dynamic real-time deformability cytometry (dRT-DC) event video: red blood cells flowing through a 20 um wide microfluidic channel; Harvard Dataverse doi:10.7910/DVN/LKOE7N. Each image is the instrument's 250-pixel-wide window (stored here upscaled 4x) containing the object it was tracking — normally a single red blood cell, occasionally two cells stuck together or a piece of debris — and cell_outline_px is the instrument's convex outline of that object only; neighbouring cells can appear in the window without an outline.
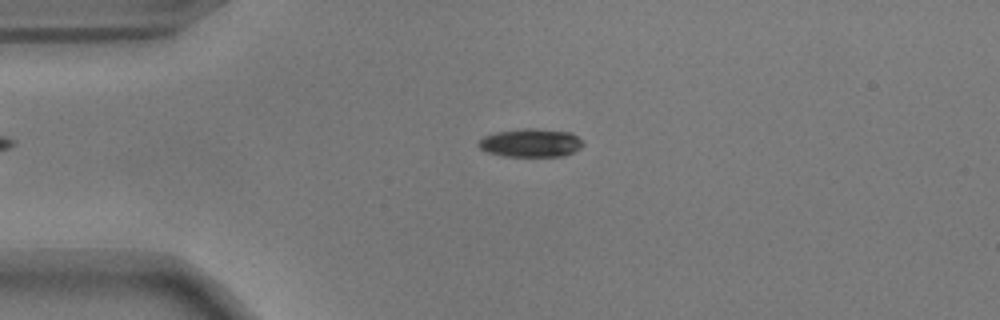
{"species": "common noctule bat (a hibernating species)", "species_latin": "Nyctalus noctula", "temperature_condition": "warm", "stored_images_in_passage": 45, "camera_frame_rate_fps": 3000, "um_per_image_px": 0.085, "animal": {"sex": "male", "body_mass_g": 17.9}, "frame": {"image": 1, "passage_image": 3, "time_ms": 0.667, "image_size_px": [1000, 320], "cell_outline_px": [[584, 144], [580, 148], [564, 156], [504, 156], [488, 152], [480, 148], [476, 144], [484, 136], [496, 132], [524, 128], [536, 128], [572, 132]], "centroid_in_image_um": [45.11, 12.13], "position_along_channel_um": 39.9, "area_um2": 17.22}}
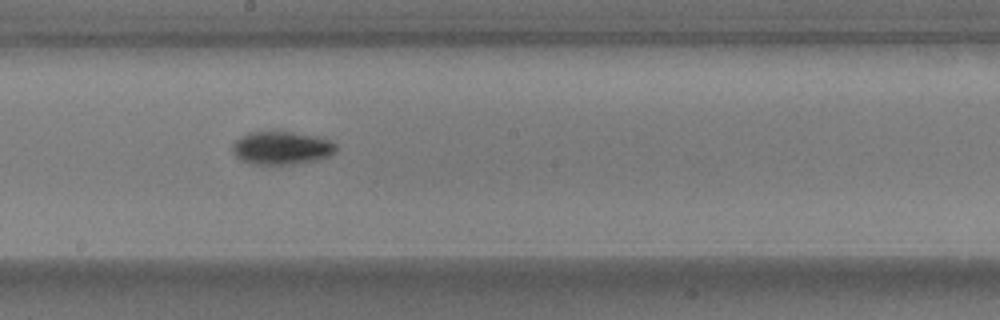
{"frame": {"image": 2, "passage_image": 20, "time_ms": 6.333, "image_size_px": [1000, 320], "cell_outline_px": [[336, 152], [320, 160], [292, 164], [252, 164], [240, 160], [232, 152], [232, 144], [240, 136], [248, 132], [292, 132], [320, 136], [332, 140], [336, 144]], "centroid_in_image_um": [23.96, 12.57], "position_along_channel_um": 224.2, "area_um2": 20.29}}
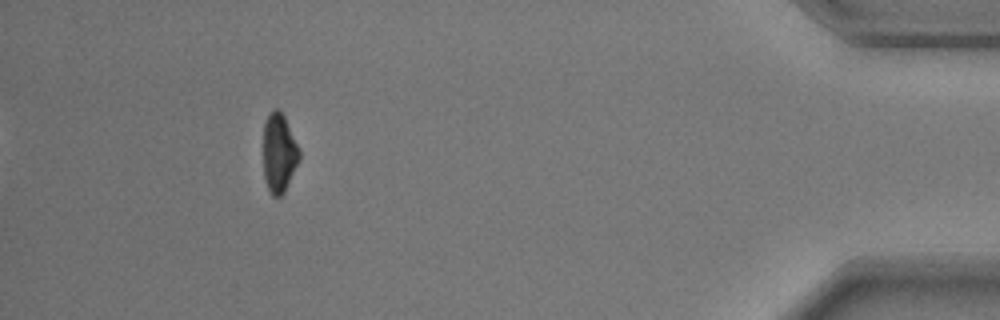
{"frame": {"image": 3, "passage_image": 40, "time_ms": 13.0, "image_size_px": [1000, 320], "cell_outline_px": [[300, 160], [284, 192], [280, 196], [272, 196], [268, 188], [264, 176], [264, 124], [268, 112], [272, 108], [276, 108], [284, 116], [300, 148]], "centroid_in_image_um": [23.73, 12.98], "position_along_channel_um": 411.5, "area_um2": 16.65}, "authors_computed_cell_mechanics": {"area_um2": 18.1492, "velocity_mm_per_s": 3.7165, "shape_relaxation_time_tau1_ms": 2.5427, "shape_relaxation_time_tau2_ms": null, "deformation_change_tau1": 0.1494, "deformation_change_tau2": null}}